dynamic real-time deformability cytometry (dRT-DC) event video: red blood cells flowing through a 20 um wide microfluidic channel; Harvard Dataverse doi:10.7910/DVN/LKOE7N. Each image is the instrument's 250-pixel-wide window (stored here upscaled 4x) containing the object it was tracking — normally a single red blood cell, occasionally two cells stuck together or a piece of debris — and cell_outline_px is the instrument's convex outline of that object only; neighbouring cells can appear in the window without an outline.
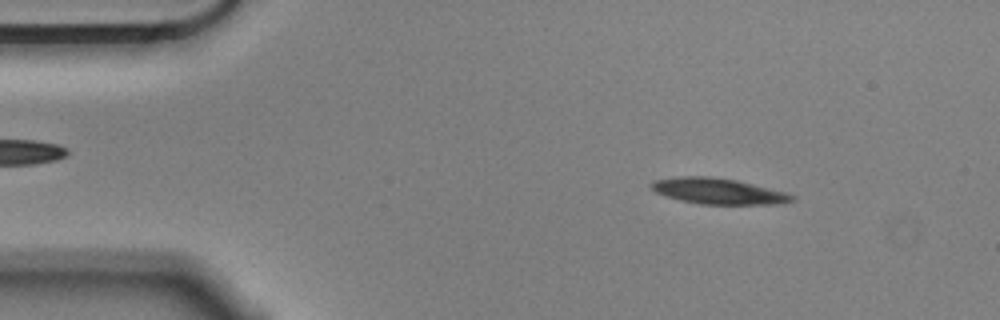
{"species": "Egyptian fruit bat (a non-hibernating species)", "species_latin": "Rousettus aegyptiacus", "temperature_condition": "cold", "stored_images_in_passage": 52, "camera_frame_rate_fps": 3000, "um_per_image_px": 0.085, "animal": {"sex": "male"}, "frame": {"image": 1, "passage_image": 4, "time_ms": 1.0, "image_size_px": [1000, 320], "cell_outline_px": [[796, 200], [780, 204], [700, 204], [680, 200], [656, 192], [648, 184], [652, 180], [680, 176], [708, 176], [736, 180], [784, 192], [796, 196]], "centroid_in_image_um": [61.04, 16.25], "position_along_channel_um": 24.0, "area_um2": 21.1}}
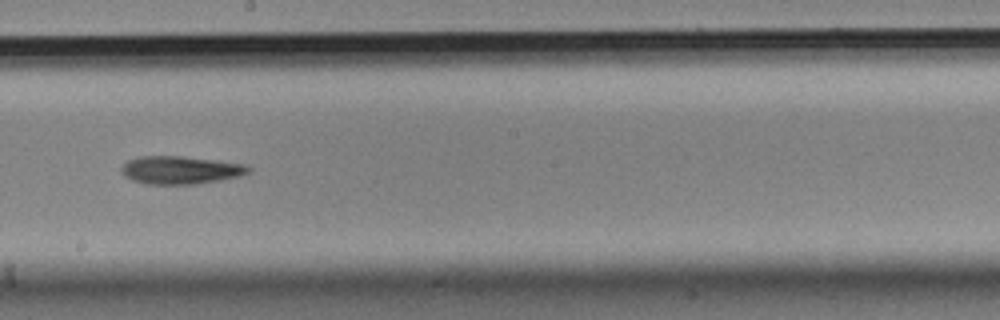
{"frame": {"image": 2, "passage_image": 27, "time_ms": 8.667, "image_size_px": [1000, 320], "cell_outline_px": [[252, 172], [240, 176], [196, 184], [144, 184], [132, 180], [124, 176], [120, 172], [120, 168], [128, 160], [140, 156], [180, 156], [216, 160], [248, 164], [252, 168]], "centroid_in_image_um": [15.36, 14.45], "position_along_channel_um": 232.8, "area_um2": 20.92}}
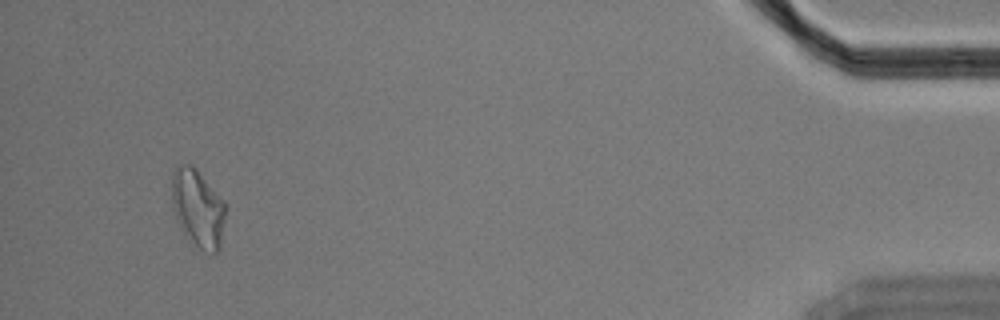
{"frame": {"image": 3, "passage_image": 49, "time_ms": 16.0, "image_size_px": [1000, 320], "cell_outline_px": [[228, 208], [220, 248], [216, 252], [212, 252], [200, 248], [188, 240], [176, 220], [172, 204], [172, 172], [176, 164], [192, 164], [196, 168], [228, 204]], "centroid_in_image_um": [16.85, 17.67], "position_along_channel_um": 418.4, "area_um2": 24.97}, "authors_computed_cell_mechanics": {"area_um2": 20.7502, "velocity_mm_per_s": 3.5541, "shape_relaxation_time_tau1_ms": null, "shape_relaxation_time_tau2_ms": 9.0196, "deformation_change_tau1": null, "deformation_change_tau2": 0.2233}}